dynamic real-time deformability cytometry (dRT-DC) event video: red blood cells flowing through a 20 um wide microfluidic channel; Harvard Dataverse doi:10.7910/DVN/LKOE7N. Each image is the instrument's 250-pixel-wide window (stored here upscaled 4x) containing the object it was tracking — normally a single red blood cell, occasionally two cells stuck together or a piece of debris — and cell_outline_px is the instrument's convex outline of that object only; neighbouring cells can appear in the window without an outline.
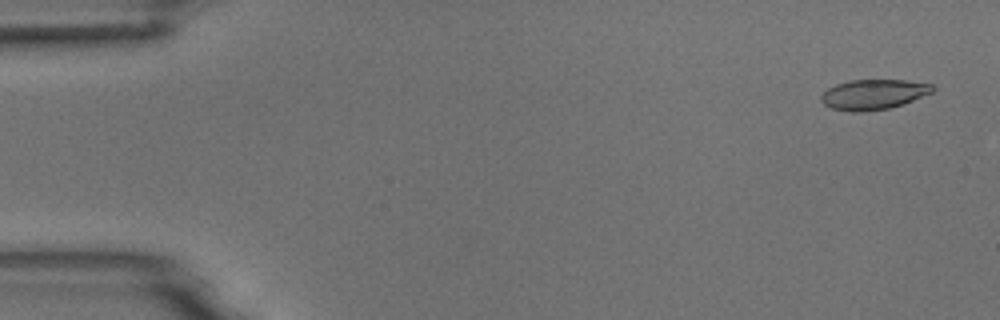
{"species": "common noctule bat (a hibernating species)", "species_latin": "Nyctalus noctula", "temperature_condition": "room temperature", "stored_images_in_passage": 55, "camera_frame_rate_fps": 3000, "um_per_image_px": 0.085, "animal": {"sex": "male", "body_mass_g": 18.8}, "frame": {"image": 1, "passage_image": 3, "time_ms": 0.667, "image_size_px": [1000, 320], "cell_outline_px": [[936, 88], [932, 92], [904, 104], [888, 108], [860, 112], [852, 112], [832, 108], [824, 104], [820, 100], [820, 96], [828, 88], [836, 84], [848, 80], [904, 80], [932, 84]], "centroid_in_image_um": [74.24, 8.02], "position_along_channel_um": 10.8, "area_um2": 19.54}}
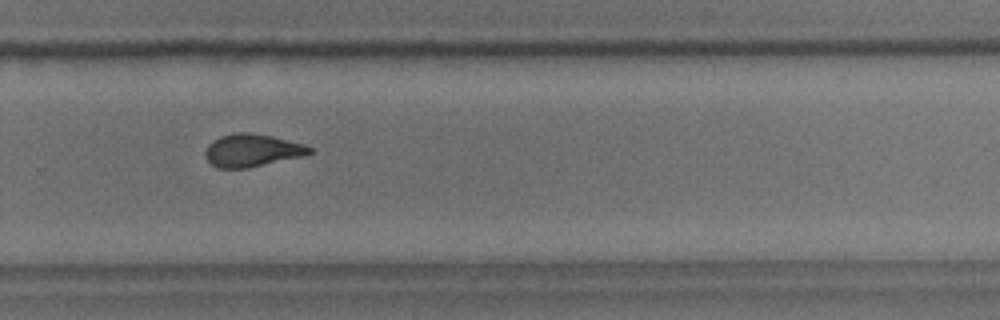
{"frame": {"image": 2, "passage_image": 37, "time_ms": 12.0, "image_size_px": [1000, 320], "cell_outline_px": [[316, 152], [304, 156], [248, 168], [216, 168], [204, 156], [204, 152], [208, 144], [212, 140], [220, 136], [236, 132], [252, 132], [272, 136], [304, 144], [312, 148]], "centroid_in_image_um": [21.43, 12.78], "position_along_channel_um": 308.4, "area_um2": 20.17}}
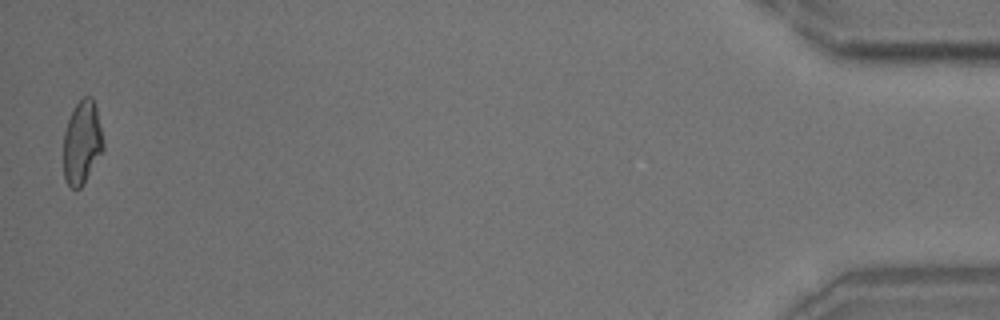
{"frame": {"image": 3, "passage_image": 54, "time_ms": 17.667, "image_size_px": [1000, 320], "cell_outline_px": [[104, 148], [84, 184], [80, 188], [72, 188], [68, 184], [64, 176], [64, 132], [68, 120], [76, 104], [84, 96], [92, 96], [96, 108], [104, 140]], "centroid_in_image_um": [6.98, 12.11], "position_along_channel_um": 428.2, "area_um2": 19.25}}